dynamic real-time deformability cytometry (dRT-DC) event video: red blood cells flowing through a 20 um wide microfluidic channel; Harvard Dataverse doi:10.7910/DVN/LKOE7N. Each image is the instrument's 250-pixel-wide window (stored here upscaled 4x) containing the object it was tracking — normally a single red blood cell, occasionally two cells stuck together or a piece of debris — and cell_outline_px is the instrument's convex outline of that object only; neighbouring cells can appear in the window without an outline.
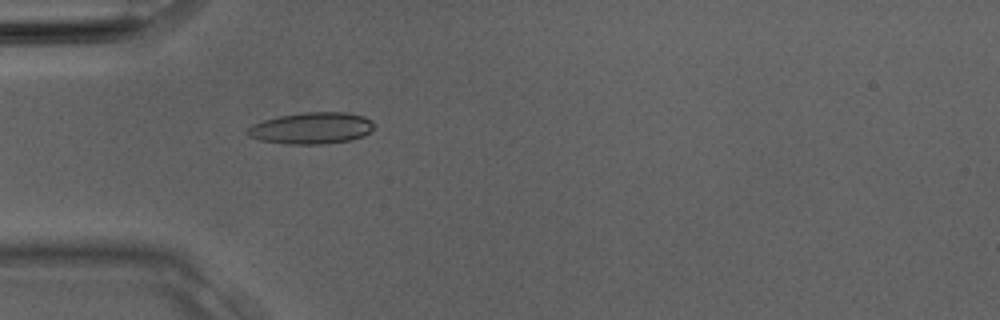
{"species": "Egyptian fruit bat (a non-hibernating species)", "species_latin": "Rousettus aegyptiacus", "temperature_condition": "room temperature", "stored_images_in_passage": 3, "camera_frame_rate_fps": 3000, "um_per_image_px": 0.085, "animal": {"sex": "male"}, "frame": {"image": 1, "passage_image": 3, "time_ms": 0.667, "image_size_px": [1000, 320], "cell_outline_px": [[376, 124], [364, 136], [352, 140], [320, 144], [288, 144], [260, 140], [248, 136], [244, 132], [252, 124], [264, 120], [280, 116], [300, 112], [348, 112], [364, 116], [372, 120]], "centroid_in_image_um": [26.49, 10.88], "position_along_channel_um": 58.5, "area_um2": 23.47}}